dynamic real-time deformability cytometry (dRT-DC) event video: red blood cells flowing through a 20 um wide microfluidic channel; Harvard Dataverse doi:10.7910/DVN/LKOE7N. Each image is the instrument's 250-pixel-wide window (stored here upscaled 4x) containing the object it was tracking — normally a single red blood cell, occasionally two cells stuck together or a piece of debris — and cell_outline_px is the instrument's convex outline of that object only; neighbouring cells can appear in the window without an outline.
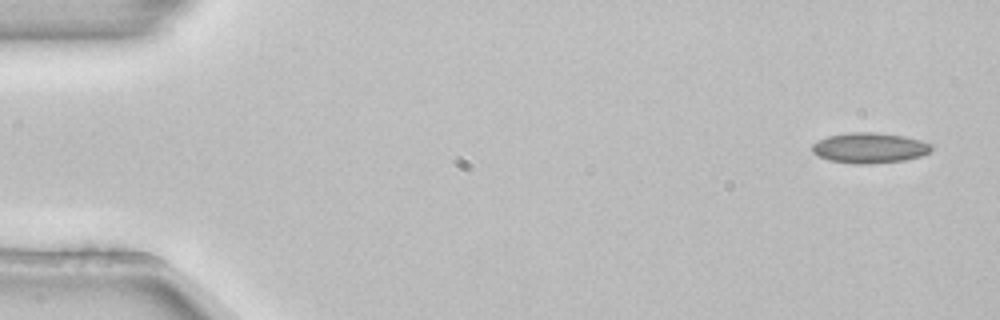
{"species": "common noctule bat (a hibernating species)", "species_latin": "Nyctalus noctula", "temperature_condition": "room temperature", "stored_images_in_passage": 4, "camera_frame_rate_fps": 3000, "um_per_image_px": 0.085, "animal": {"sex": "female", "body_mass_g": 22.7, "forearm_length_mm": 54.2}, "frame": {"image": 1, "passage_image": 1, "time_ms": 0.0, "image_size_px": [1000, 320], "cell_outline_px": [[932, 148], [928, 152], [920, 156], [904, 160], [872, 164], [852, 164], [828, 160], [812, 152], [812, 144], [828, 136], [848, 132], [876, 132], [904, 136], [920, 140], [932, 144]], "centroid_in_image_um": [73.9, 12.57], "position_along_channel_um": 11.1, "area_um2": 21.15}}
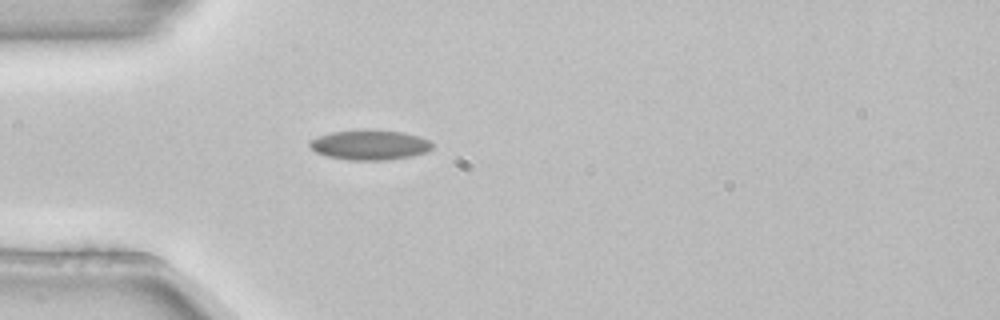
{"frame": {"image": 2, "passage_image": 4, "time_ms": 1.0, "image_size_px": [1000, 320], "cell_outline_px": [[432, 148], [424, 152], [412, 156], [384, 160], [348, 160], [328, 156], [316, 152], [308, 144], [312, 140], [320, 136], [332, 132], [364, 128], [404, 132], [420, 136], [428, 140], [432, 144]], "centroid_in_image_um": [31.44, 12.3], "position_along_channel_um": 53.6, "area_um2": 21.44}}